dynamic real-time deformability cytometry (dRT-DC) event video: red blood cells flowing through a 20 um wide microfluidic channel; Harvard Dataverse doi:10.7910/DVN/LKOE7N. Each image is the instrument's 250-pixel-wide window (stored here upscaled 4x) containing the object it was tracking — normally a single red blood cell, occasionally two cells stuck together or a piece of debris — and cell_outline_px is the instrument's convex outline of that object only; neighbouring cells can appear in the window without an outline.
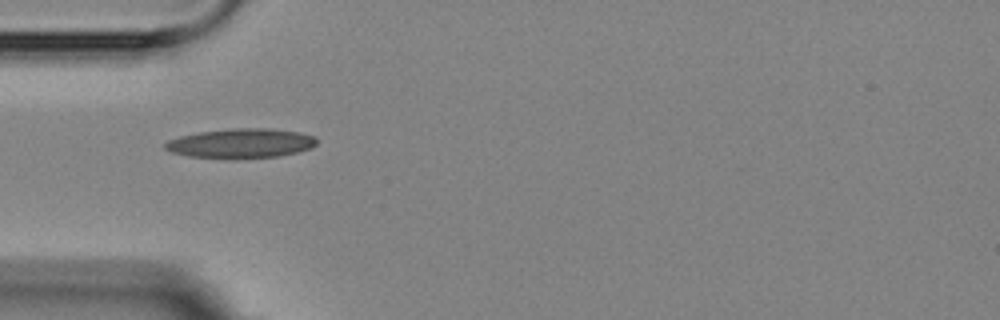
{"species": "Egyptian fruit bat (a non-hibernating species)", "species_latin": "Rousettus aegyptiacus", "temperature_condition": "room temperature", "stored_images_in_passage": 5, "camera_frame_rate_fps": 3000, "um_per_image_px": 0.085, "animal": {"sex": "female"}, "frame": {"image": 1, "passage_image": 1, "time_ms": 0.0, "image_size_px": [1000, 320], "cell_outline_px": [[316, 144], [312, 148], [280, 156], [236, 160], [228, 160], [188, 156], [172, 152], [164, 148], [164, 144], [168, 140], [180, 136], [200, 132], [232, 128], [268, 128], [300, 132], [316, 136]], "centroid_in_image_um": [20.48, 12.2], "position_along_channel_um": 64.5, "area_um2": 26.65}}
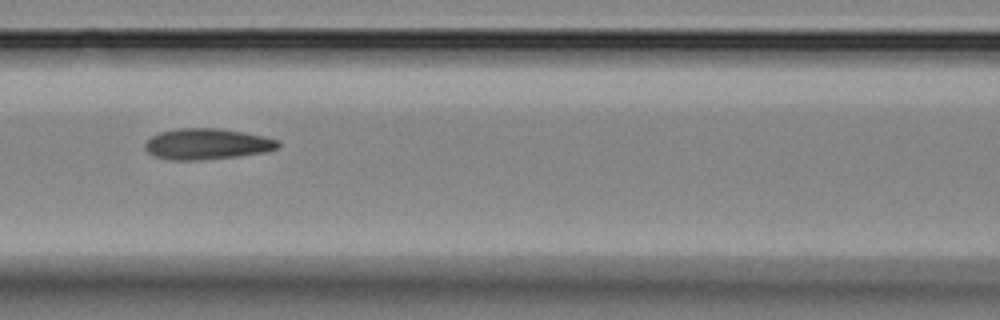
{"frame": {"image": 2, "passage_image": 3, "time_ms": 2.333, "image_size_px": [1000, 320], "cell_outline_px": [[280, 148], [264, 152], [236, 156], [200, 160], [168, 160], [156, 156], [148, 152], [144, 148], [144, 144], [152, 136], [160, 132], [176, 128], [216, 128], [244, 132], [264, 136], [280, 140]], "centroid_in_image_um": [17.61, 12.23], "position_along_channel_um": 149.0, "area_um2": 24.04}}
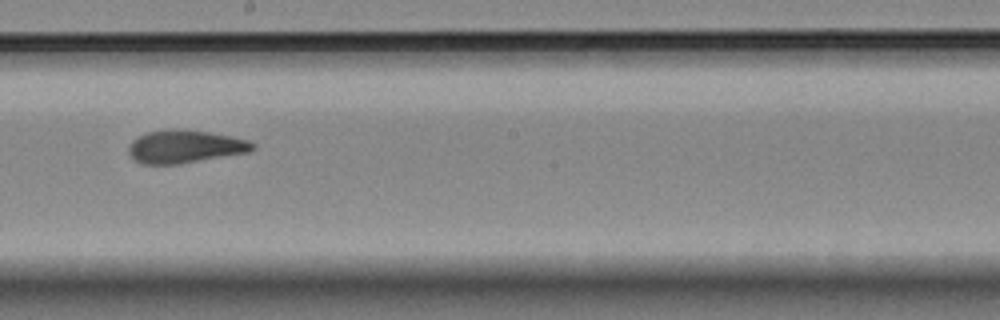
{"frame": {"image": 3, "passage_image": 5, "time_ms": 4.667, "image_size_px": [1000, 320], "cell_outline_px": [[256, 148], [248, 152], [180, 164], [140, 164], [128, 152], [128, 148], [132, 140], [136, 136], [148, 132], [208, 132], [232, 136], [248, 140], [256, 144]], "centroid_in_image_um": [15.75, 12.5], "position_along_channel_um": 232.5, "area_um2": 23.0}}